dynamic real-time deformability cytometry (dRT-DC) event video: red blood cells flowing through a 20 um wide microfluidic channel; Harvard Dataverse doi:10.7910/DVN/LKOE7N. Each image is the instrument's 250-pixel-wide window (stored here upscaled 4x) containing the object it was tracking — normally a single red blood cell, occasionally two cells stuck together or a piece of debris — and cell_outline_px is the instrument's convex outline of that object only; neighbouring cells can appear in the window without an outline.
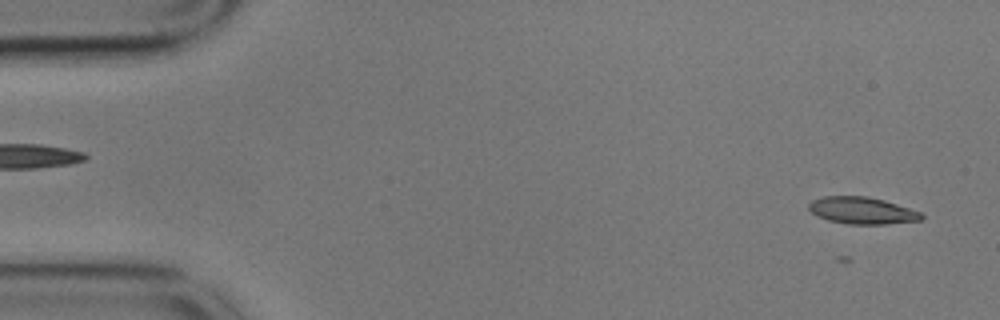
{"species": "common noctule bat (a hibernating species)", "species_latin": "Nyctalus noctula", "temperature_condition": "cold", "stored_images_in_passage": 55, "camera_frame_rate_fps": 3000, "um_per_image_px": 0.085, "animal": {"sex": "male", "body_mass_g": 17.9}, "frame": {"image": 1, "passage_image": 2, "time_ms": 0.333, "image_size_px": [1000, 320], "cell_outline_px": [[924, 216], [920, 220], [888, 224], [848, 224], [828, 220], [816, 216], [808, 208], [808, 204], [812, 200], [824, 196], [868, 196], [884, 200], [920, 212]], "centroid_in_image_um": [73.24, 17.89], "position_along_channel_um": 11.8, "area_um2": 17.63}}
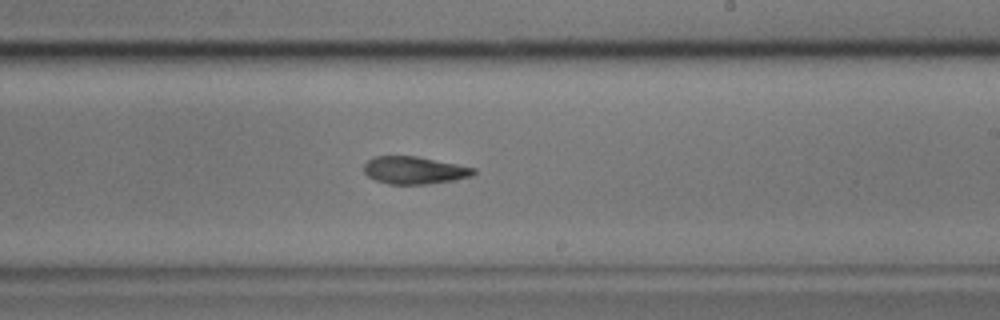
{"frame": {"image": 2, "passage_image": 32, "time_ms": 10.333, "image_size_px": [1000, 320], "cell_outline_px": [[476, 172], [472, 176], [452, 180], [428, 184], [388, 184], [376, 180], [368, 176], [364, 172], [364, 164], [368, 160], [376, 156], [416, 156], [476, 168]], "centroid_in_image_um": [35.21, 14.47], "position_along_channel_um": 253.8, "area_um2": 17.46}}
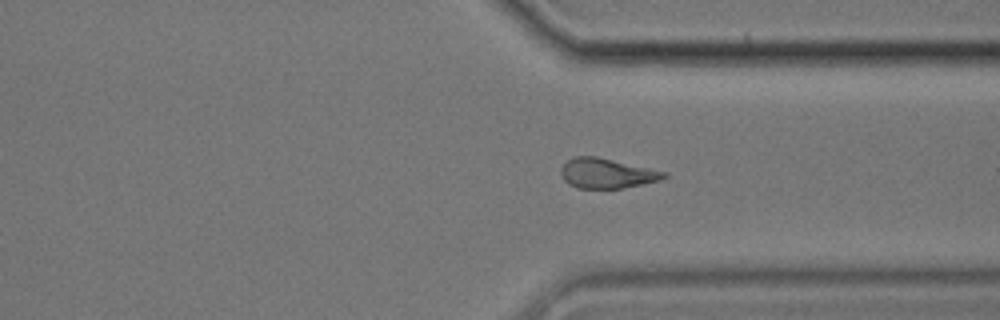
{"frame": {"image": 3, "passage_image": 41, "time_ms": 13.333, "image_size_px": [1000, 320], "cell_outline_px": [[668, 176], [660, 180], [620, 188], [576, 188], [568, 184], [564, 180], [560, 172], [560, 168], [572, 156], [596, 156], [668, 172]], "centroid_in_image_um": [51.55, 14.72], "position_along_channel_um": 359.8, "area_um2": 17.92}}